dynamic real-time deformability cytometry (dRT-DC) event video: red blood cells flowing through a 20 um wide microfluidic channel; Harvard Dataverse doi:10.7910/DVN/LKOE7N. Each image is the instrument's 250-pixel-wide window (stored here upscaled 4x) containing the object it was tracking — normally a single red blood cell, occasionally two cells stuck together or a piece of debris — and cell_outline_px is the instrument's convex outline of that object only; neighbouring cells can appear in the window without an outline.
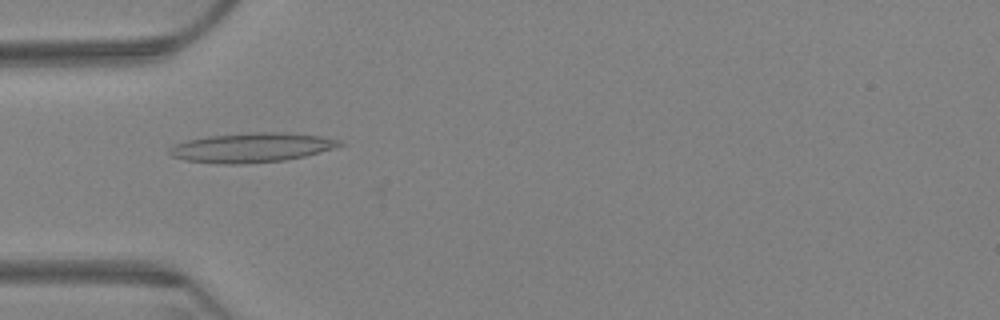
{"species": "Egyptian fruit bat (a non-hibernating species)", "species_latin": "Rousettus aegyptiacus", "temperature_condition": "warm", "stored_images_in_passage": 5, "camera_frame_rate_fps": 3000, "um_per_image_px": 0.085, "animal": {"sex": "female"}, "frame": {"image": 1, "passage_image": 1, "time_ms": 0.0, "image_size_px": [1000, 320], "cell_outline_px": [[344, 144], [332, 148], [304, 156], [284, 160], [240, 164], [228, 164], [184, 160], [172, 156], [168, 152], [168, 148], [176, 144], [188, 140], [208, 136], [252, 132], [284, 132], [320, 136], [340, 140]], "centroid_in_image_um": [21.36, 12.54], "position_along_channel_um": 63.6, "area_um2": 28.9}}